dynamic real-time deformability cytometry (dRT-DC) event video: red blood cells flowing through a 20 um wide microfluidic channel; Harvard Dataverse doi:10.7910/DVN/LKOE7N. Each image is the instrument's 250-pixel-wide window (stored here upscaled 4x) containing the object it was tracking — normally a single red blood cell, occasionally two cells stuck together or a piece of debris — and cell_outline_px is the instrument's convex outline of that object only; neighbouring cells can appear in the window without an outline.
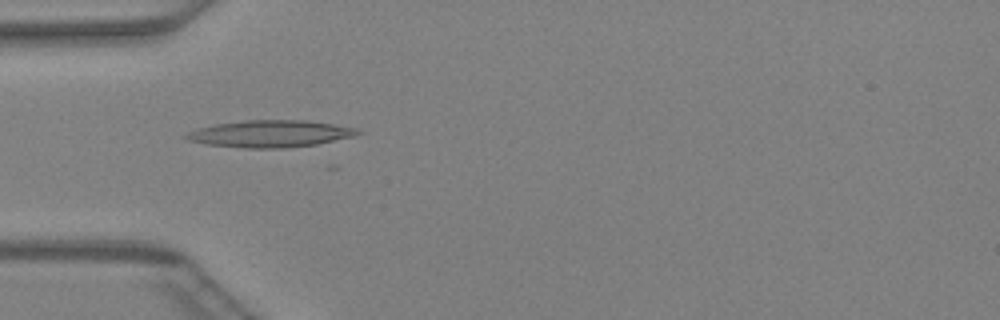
{"species": "Egyptian fruit bat (a non-hibernating species)", "species_latin": "Rousettus aegyptiacus", "temperature_condition": "warm", "stored_images_in_passage": 7, "camera_frame_rate_fps": 3000, "um_per_image_px": 0.085, "animal": {"sex": "female"}, "frame": {"image": 1, "passage_image": 1, "time_ms": 0.0, "image_size_px": [1000, 320], "cell_outline_px": [[364, 132], [352, 136], [316, 144], [284, 148], [244, 148], [208, 144], [188, 140], [184, 136], [188, 132], [196, 128], [216, 124], [244, 120], [308, 120], [356, 128]], "centroid_in_image_um": [22.95, 11.36], "position_along_channel_um": 62.0, "area_um2": 26.76}}
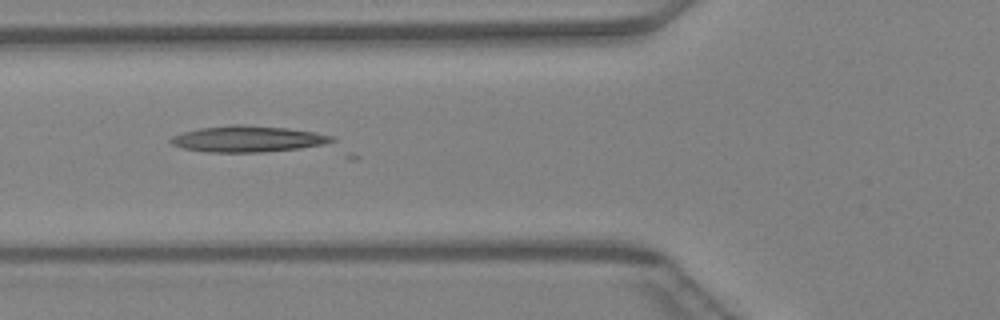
{"frame": {"image": 2, "passage_image": 4, "time_ms": 1.0, "image_size_px": [1000, 320], "cell_outline_px": [[336, 140], [324, 144], [300, 148], [260, 152], [208, 152], [184, 148], [172, 144], [168, 140], [172, 136], [184, 132], [200, 128], [232, 124], [244, 124], [288, 128], [316, 132], [332, 136]], "centroid_in_image_um": [21.06, 11.8], "position_along_channel_um": 104.7, "area_um2": 24.51}}